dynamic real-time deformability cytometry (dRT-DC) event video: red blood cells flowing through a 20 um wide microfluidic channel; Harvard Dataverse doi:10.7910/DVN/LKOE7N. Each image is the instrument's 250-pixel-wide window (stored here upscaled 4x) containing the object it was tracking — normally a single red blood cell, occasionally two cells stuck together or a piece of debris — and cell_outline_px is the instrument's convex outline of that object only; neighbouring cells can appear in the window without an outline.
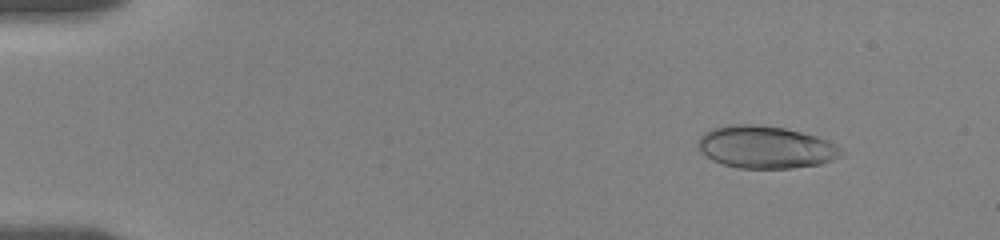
{"species": "human", "species_latin": "Homo sapiens", "temperature_condition": "room temperature", "stored_images_in_passage": 45, "camera_frame_rate_fps": 3000, "um_per_image_px": 0.085, "donor": {"sex": "female"}, "frame": {"image": 1, "passage_image": 2, "time_ms": 0.333, "image_size_px": [1000, 240], "cell_outline_px": [[844, 152], [840, 156], [832, 160], [820, 164], [792, 168], [736, 168], [712, 160], [700, 152], [696, 144], [700, 136], [704, 132], [712, 128], [728, 124], [756, 124], [784, 128], [816, 136], [828, 140], [836, 144]], "centroid_in_image_um": [65.04, 12.5], "position_along_channel_um": 20.0, "area_um2": 35.6}}
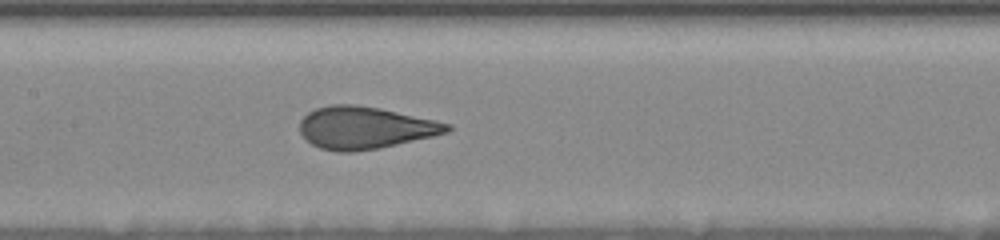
{"frame": {"image": 2, "passage_image": 21, "time_ms": 7.667, "image_size_px": [1000, 240], "cell_outline_px": [[452, 128], [448, 132], [432, 136], [380, 148], [356, 152], [340, 152], [320, 148], [312, 144], [300, 132], [300, 120], [308, 112], [316, 108], [332, 104], [356, 104], [380, 108], [436, 120], [452, 124]], "centroid_in_image_um": [31.03, 10.85], "position_along_channel_um": 176.4, "area_um2": 36.3}}
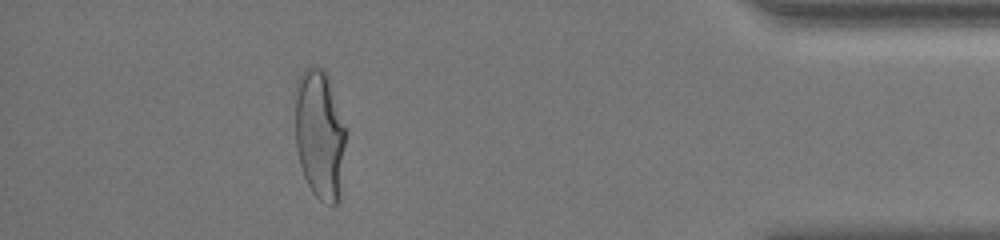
{"frame": {"image": 3, "passage_image": 40, "time_ms": 15.333, "image_size_px": [1000, 240], "cell_outline_px": [[344, 144], [336, 204], [332, 204], [320, 200], [312, 192], [304, 176], [300, 164], [296, 148], [292, 92], [296, 80], [304, 68], [320, 68], [328, 76], [344, 128]], "centroid_in_image_um": [27.06, 11.32], "position_along_channel_um": 408.1, "area_um2": 37.74}, "authors_computed_cell_mechanics": {"area_um2": 35.9516, "velocity_mm_per_s": 3.5605, "shape_relaxation_time_tau1_ms": 4.7873, "shape_relaxation_time_tau2_ms": null, "deformation_change_tau1": 0.1914, "deformation_change_tau2": null}}